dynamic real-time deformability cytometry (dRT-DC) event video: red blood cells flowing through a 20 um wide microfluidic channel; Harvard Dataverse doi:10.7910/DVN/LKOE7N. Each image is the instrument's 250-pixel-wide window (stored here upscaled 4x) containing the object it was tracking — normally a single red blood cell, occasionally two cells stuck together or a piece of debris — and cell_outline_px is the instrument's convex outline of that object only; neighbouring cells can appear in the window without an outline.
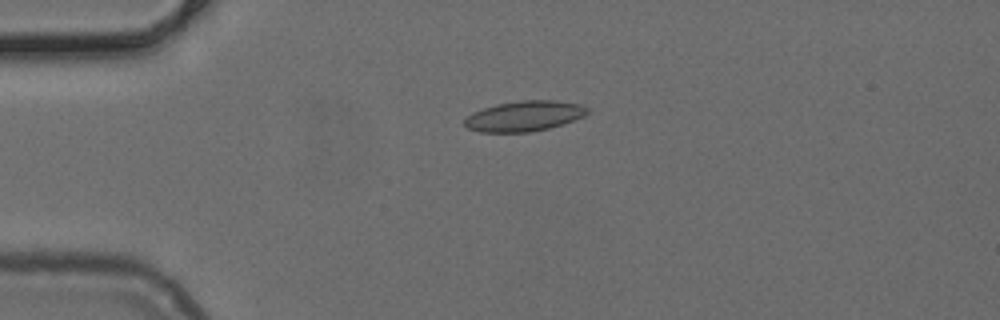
{"species": "common noctule bat (a hibernating species)", "species_latin": "Nyctalus noctula", "temperature_condition": "cold", "stored_images_in_passage": 40, "camera_frame_rate_fps": 3000, "um_per_image_px": 0.085, "animal": {"sex": "female", "body_mass_g": 24.6, "forearm_length_mm": 56.2}, "frame": {"image": 1, "passage_image": 1, "time_ms": 0.0, "image_size_px": [1000, 320], "cell_outline_px": [[588, 112], [584, 116], [564, 124], [532, 132], [480, 132], [468, 128], [464, 124], [464, 120], [472, 112], [496, 104], [520, 100], [556, 100], [580, 104], [588, 108]], "centroid_in_image_um": [44.57, 9.86], "position_along_channel_um": 40.4, "area_um2": 21.79}}
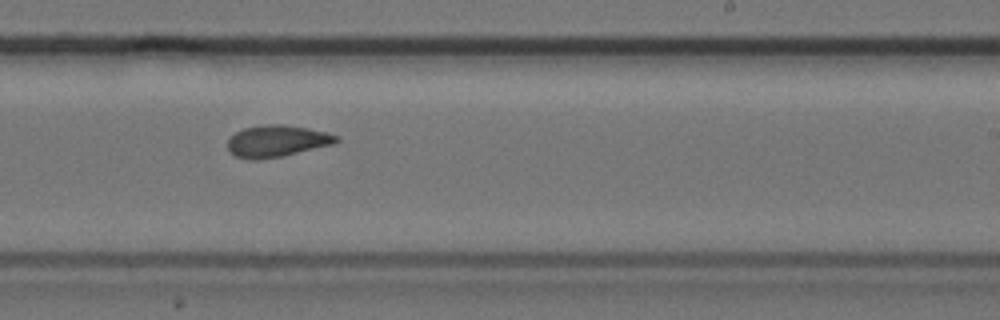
{"frame": {"image": 2, "passage_image": 20, "time_ms": 6.333, "image_size_px": [1000, 320], "cell_outline_px": [[340, 140], [336, 144], [280, 156], [256, 160], [248, 160], [236, 156], [228, 152], [228, 140], [236, 132], [244, 128], [264, 124], [284, 124], [308, 128], [328, 132], [340, 136]], "centroid_in_image_um": [23.57, 11.98], "position_along_channel_um": 265.4, "area_um2": 20.29}}
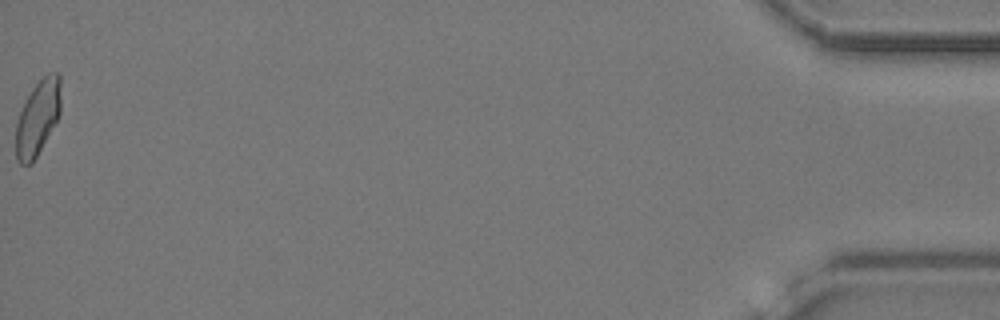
{"frame": {"image": 3, "passage_image": 40, "time_ms": 13.0, "image_size_px": [1000, 320], "cell_outline_px": [[60, 116], [32, 164], [20, 164], [16, 160], [16, 124], [20, 112], [32, 88], [48, 72], [60, 72]], "centroid_in_image_um": [3.22, 10.01], "position_along_channel_um": 432.0, "area_um2": 19.65}}